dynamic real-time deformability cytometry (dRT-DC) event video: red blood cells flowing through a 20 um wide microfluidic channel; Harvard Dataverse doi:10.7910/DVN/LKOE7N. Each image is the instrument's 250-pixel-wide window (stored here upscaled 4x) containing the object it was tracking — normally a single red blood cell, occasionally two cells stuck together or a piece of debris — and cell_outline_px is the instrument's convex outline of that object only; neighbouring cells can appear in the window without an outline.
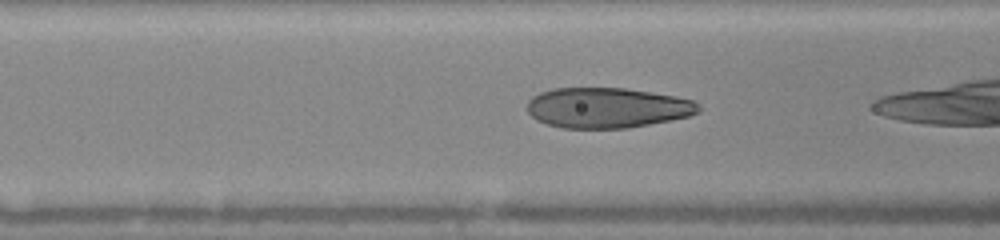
{"species": "human", "species_latin": "Homo sapiens", "temperature_condition": "warm", "stored_images_in_passage": 18, "camera_frame_rate_fps": 3000, "um_per_image_px": 0.085, "donor": {"sex": "female"}, "frame": {"image": 1, "passage_image": 11, "time_ms": 5.333, "image_size_px": [1000, 240], "cell_outline_px": [[700, 112], [688, 116], [628, 128], [560, 128], [536, 120], [528, 112], [528, 100], [532, 96], [540, 92], [552, 88], [624, 88], [676, 96], [692, 100], [700, 104]], "centroid_in_image_um": [51.59, 9.16], "position_along_channel_um": 115.0, "area_um2": 40.23}}